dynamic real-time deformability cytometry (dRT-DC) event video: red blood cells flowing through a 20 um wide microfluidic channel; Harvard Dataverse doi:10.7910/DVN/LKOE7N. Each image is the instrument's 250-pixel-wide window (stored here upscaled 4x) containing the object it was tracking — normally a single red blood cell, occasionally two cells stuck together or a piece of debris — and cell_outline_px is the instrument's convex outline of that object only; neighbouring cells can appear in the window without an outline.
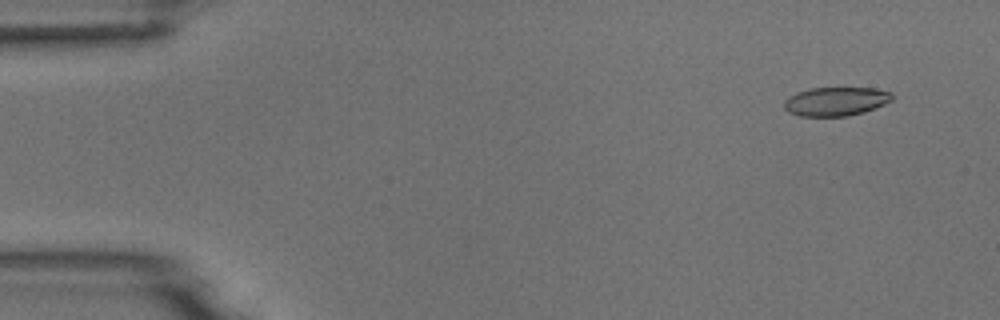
{"species": "common noctule bat (a hibernating species)", "species_latin": "Nyctalus noctula", "temperature_condition": "room temperature", "stored_images_in_passage": 5, "camera_frame_rate_fps": 3000, "um_per_image_px": 0.085, "animal": {"sex": "male", "body_mass_g": 18.8}, "frame": {"image": 1, "passage_image": 1, "time_ms": 0.0, "image_size_px": [1000, 320], "cell_outline_px": [[892, 100], [884, 104], [864, 112], [848, 116], [800, 116], [788, 112], [784, 108], [784, 100], [788, 96], [796, 92], [812, 88], [876, 88], [892, 92]], "centroid_in_image_um": [71.03, 8.62], "position_along_channel_um": 14.0, "area_um2": 18.21}}
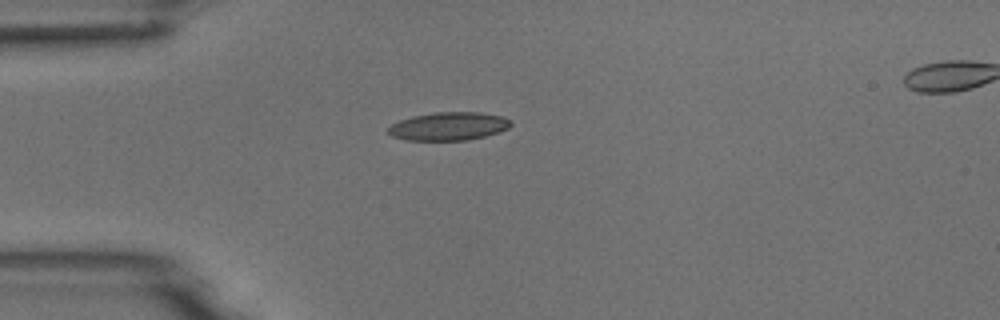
{"frame": {"image": 2, "passage_image": 4, "time_ms": 3.333, "image_size_px": [1000, 320], "cell_outline_px": [[512, 124], [508, 128], [500, 132], [468, 140], [404, 140], [392, 136], [388, 132], [388, 128], [392, 124], [400, 120], [412, 116], [436, 112], [480, 112], [500, 116], [508, 120]], "centroid_in_image_um": [38.12, 10.73], "position_along_channel_um": 46.9, "area_um2": 20.06}}